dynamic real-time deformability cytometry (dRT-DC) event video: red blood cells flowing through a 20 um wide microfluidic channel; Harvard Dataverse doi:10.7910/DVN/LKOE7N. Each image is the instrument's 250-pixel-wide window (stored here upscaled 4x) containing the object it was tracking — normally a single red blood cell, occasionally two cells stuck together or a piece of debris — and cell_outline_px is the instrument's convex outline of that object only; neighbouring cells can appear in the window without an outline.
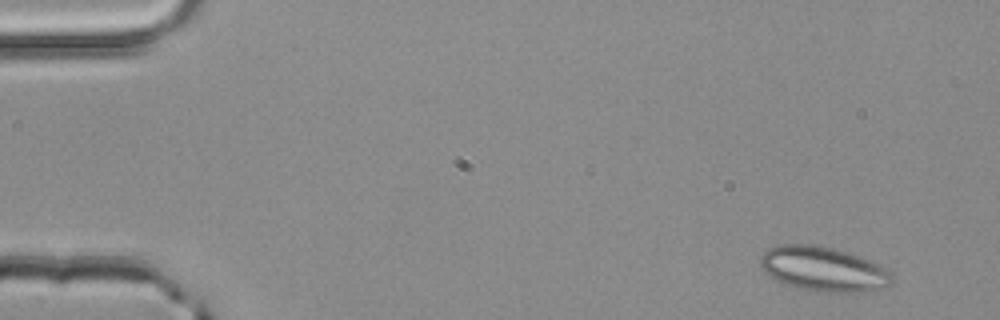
{"species": "common noctule bat (a hibernating species)", "species_latin": "Nyctalus noctula", "temperature_condition": "room temperature", "stored_images_in_passage": 3, "camera_frame_rate_fps": 3000, "um_per_image_px": 0.085, "animal": {"sex": "male", "body_mass_g": 20.4}, "frame": {"image": 1, "passage_image": 1, "time_ms": 0.0, "image_size_px": [1000, 320], "cell_outline_px": [[892, 284], [880, 288], [860, 292], [816, 292], [796, 288], [784, 284], [776, 280], [764, 272], [760, 264], [760, 256], [768, 248], [780, 244], [812, 244], [836, 248], [872, 260], [888, 268], [892, 272]], "centroid_in_image_um": [69.99, 22.86], "position_along_channel_um": 15.0, "area_um2": 34.85}}